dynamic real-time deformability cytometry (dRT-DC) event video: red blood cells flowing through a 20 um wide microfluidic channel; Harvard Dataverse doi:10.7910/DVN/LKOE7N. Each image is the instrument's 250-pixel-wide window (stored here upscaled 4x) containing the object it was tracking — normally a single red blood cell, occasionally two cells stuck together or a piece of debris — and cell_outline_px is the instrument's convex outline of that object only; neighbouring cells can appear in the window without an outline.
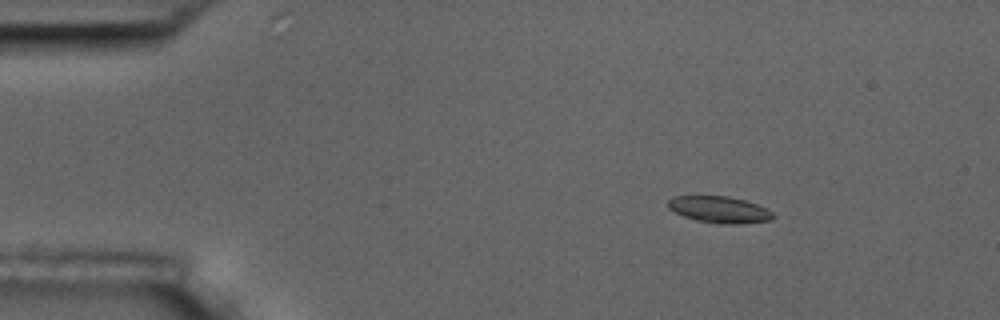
{"species": "common noctule bat (a hibernating species)", "species_latin": "Nyctalus noctula", "temperature_condition": "room temperature", "stored_images_in_passage": 6, "camera_frame_rate_fps": 3000, "um_per_image_px": 0.085, "animal": {"sex": "male", "body_mass_g": 17.5, "forearm_length_mm": 52.3}, "frame": {"image": 1, "passage_image": 3, "time_ms": 2.333, "image_size_px": [1000, 320], "cell_outline_px": [[776, 216], [772, 220], [736, 224], [716, 224], [696, 220], [684, 216], [668, 208], [668, 200], [672, 196], [728, 196], [744, 200], [756, 204], [772, 212]], "centroid_in_image_um": [61.14, 17.82], "position_along_channel_um": 23.9, "area_um2": 16.24}}